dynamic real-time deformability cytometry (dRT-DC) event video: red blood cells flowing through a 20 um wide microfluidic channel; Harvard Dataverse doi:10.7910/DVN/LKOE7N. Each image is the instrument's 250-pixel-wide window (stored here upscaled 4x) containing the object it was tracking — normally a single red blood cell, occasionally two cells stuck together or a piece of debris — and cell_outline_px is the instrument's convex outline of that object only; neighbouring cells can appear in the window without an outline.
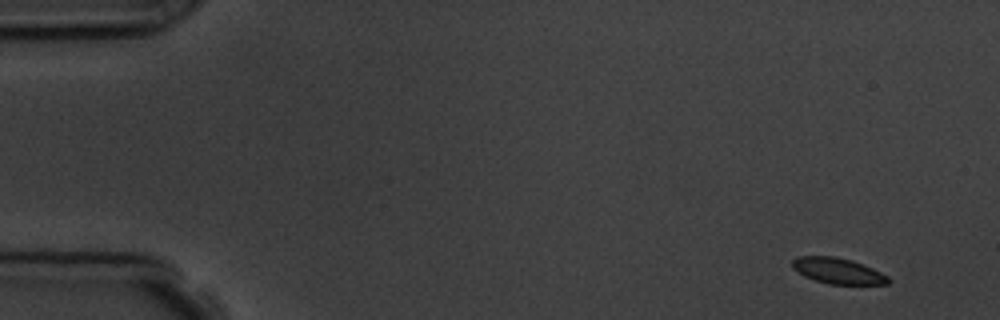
{"species": "common noctule bat (a hibernating species)", "species_latin": "Nyctalus noctula", "temperature_condition": "room temperature", "stored_images_in_passage": 5, "camera_frame_rate_fps": 3000, "um_per_image_px": 0.085, "animal": {"sex": "male", "body_mass_g": 19.5, "forearm_length_mm": 54.6}, "frame": {"image": 1, "passage_image": 1, "time_ms": 0.0, "image_size_px": [1000, 320], "cell_outline_px": [[892, 280], [888, 284], [828, 284], [804, 276], [792, 268], [792, 260], [796, 256], [836, 256], [852, 260], [872, 268], [888, 276]], "centroid_in_image_um": [71.21, 23.01], "position_along_channel_um": 13.8, "area_um2": 14.51}}
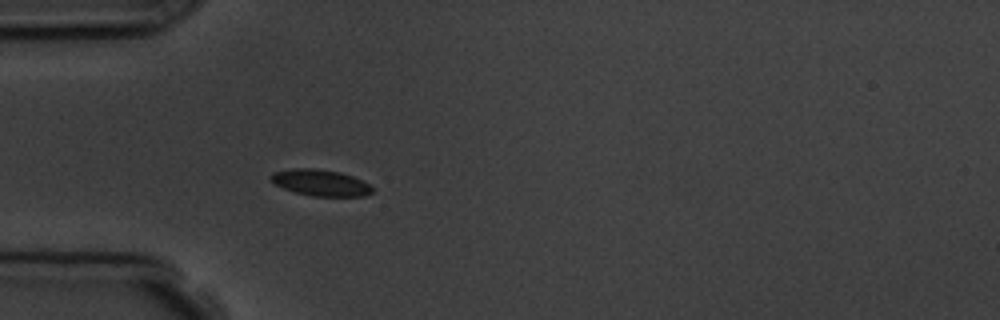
{"frame": {"image": 2, "passage_image": 5, "time_ms": 4.333, "image_size_px": [1000, 320], "cell_outline_px": [[372, 192], [364, 196], [312, 196], [292, 192], [276, 184], [272, 180], [272, 172], [292, 168], [312, 168], [340, 172], [352, 176], [368, 184], [372, 188]], "centroid_in_image_um": [27.23, 15.53], "position_along_channel_um": 57.8, "area_um2": 15.37}}